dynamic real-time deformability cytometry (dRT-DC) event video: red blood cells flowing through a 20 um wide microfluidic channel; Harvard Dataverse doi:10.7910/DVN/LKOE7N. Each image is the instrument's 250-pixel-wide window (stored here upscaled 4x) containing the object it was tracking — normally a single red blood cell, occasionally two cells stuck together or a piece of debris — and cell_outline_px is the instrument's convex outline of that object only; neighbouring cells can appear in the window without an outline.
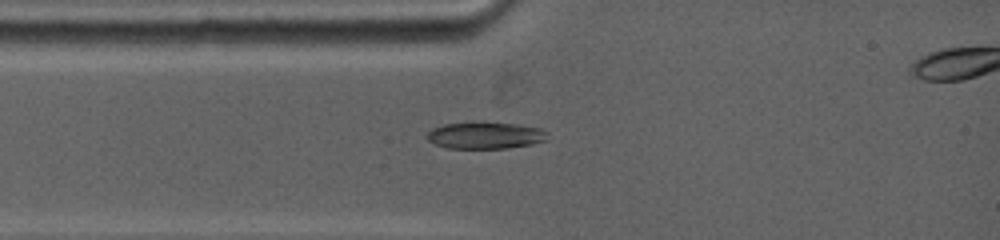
{"species": "common noctule bat (a hibernating species)", "species_latin": "Nyctalus noctula", "temperature_condition": "warm", "stored_images_in_passage": 3, "segment_of_instrument_passage": [1, 2], "camera_frame_rate_fps": 5000, "um_per_image_px": 0.085, "animal": {"sex": "female", "body_mass_g": 19.0, "forearm_length_mm": 53.3}, "frame": {"image": 1, "passage_image": 2, "time_ms": 1.2, "image_size_px": [1000, 240], "cell_outline_px": [[544, 140], [532, 144], [504, 148], [448, 148], [436, 144], [428, 140], [428, 132], [432, 128], [444, 124], [512, 124], [540, 128], [544, 132]], "centroid_in_image_um": [41.19, 11.54], "position_along_channel_um": 43.8, "area_um2": 17.74}}